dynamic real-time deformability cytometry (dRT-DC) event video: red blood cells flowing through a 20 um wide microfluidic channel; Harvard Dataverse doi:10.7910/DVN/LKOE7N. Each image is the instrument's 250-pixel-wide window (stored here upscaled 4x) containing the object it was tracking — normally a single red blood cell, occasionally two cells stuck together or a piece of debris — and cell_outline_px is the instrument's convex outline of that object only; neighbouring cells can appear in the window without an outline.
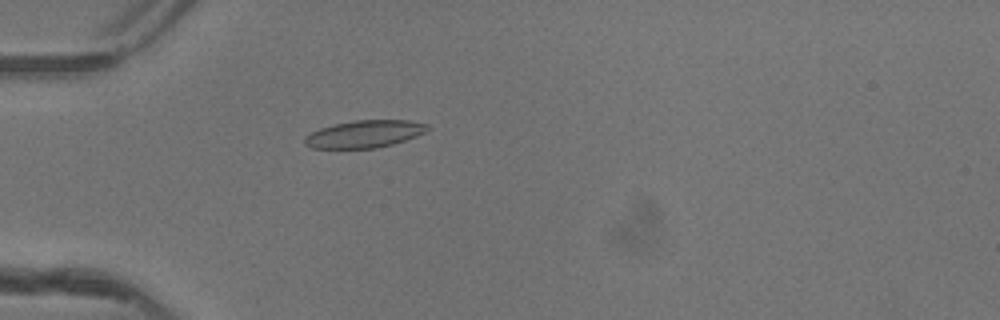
{"species": "common noctule bat (a hibernating species)", "species_latin": "Nyctalus noctula", "temperature_condition": "warm", "stored_images_in_passage": 52, "camera_frame_rate_fps": 3000, "um_per_image_px": 0.085, "animal": {"sex": "female"}, "frame": {"image": 1, "passage_image": 17, "time_ms": 5.333, "image_size_px": [1000, 320], "cell_outline_px": [[428, 128], [424, 132], [416, 136], [392, 144], [376, 148], [312, 148], [304, 144], [304, 136], [320, 128], [332, 124], [352, 120], [408, 120], [428, 124]], "centroid_in_image_um": [30.94, 11.38], "position_along_channel_um": 54.1, "area_um2": 19.54}}
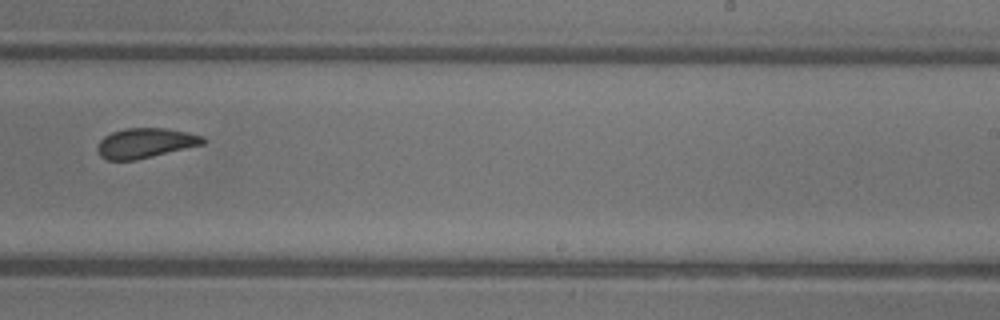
{"frame": {"image": 2, "passage_image": 34, "time_ms": 11.0, "image_size_px": [1000, 320], "cell_outline_px": [[204, 144], [136, 160], [108, 160], [100, 156], [96, 148], [100, 140], [104, 136], [112, 132], [124, 128], [164, 128], [188, 132], [204, 136]], "centroid_in_image_um": [12.33, 12.15], "position_along_channel_um": 276.7, "area_um2": 18.38}}
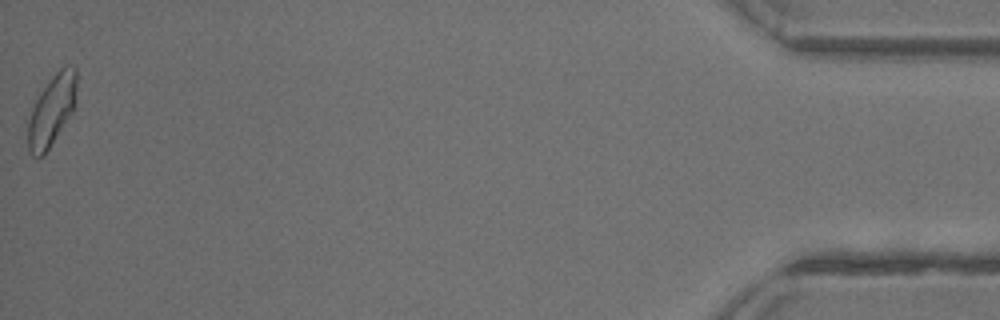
{"frame": {"image": 3, "passage_image": 52, "time_ms": 17.0, "image_size_px": [1000, 320], "cell_outline_px": [[76, 104], [72, 112], [44, 156], [32, 156], [28, 152], [28, 120], [32, 108], [40, 92], [52, 76], [64, 64], [68, 64], [76, 68]], "centroid_in_image_um": [4.4, 9.37], "position_along_channel_um": 430.8, "area_um2": 20.11}, "authors_computed_cell_mechanics": {"area_um2": 19.2474, "velocity_mm_per_s": 4.1485, "shape_relaxation_time_tau1_ms": 6.974, "shape_relaxation_time_tau2_ms": 1.1807, "deformation_change_tau1": 0.1769, "deformation_change_tau2": 0.0742}}